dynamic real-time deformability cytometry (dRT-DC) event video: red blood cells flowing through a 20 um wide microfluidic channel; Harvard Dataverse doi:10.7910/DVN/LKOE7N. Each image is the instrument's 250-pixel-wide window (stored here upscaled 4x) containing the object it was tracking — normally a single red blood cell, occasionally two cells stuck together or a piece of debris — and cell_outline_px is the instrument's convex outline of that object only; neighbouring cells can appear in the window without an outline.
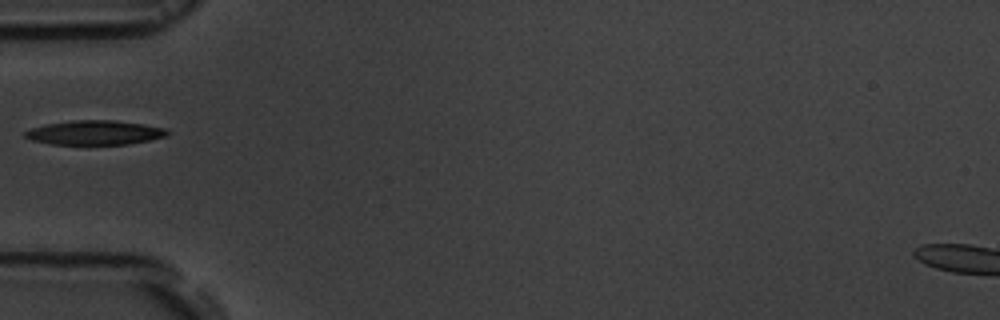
{"species": "common noctule bat (a hibernating species)", "species_latin": "Nyctalus noctula", "temperature_condition": "room temperature", "stored_images_in_passage": 38, "camera_frame_rate_fps": 3000, "um_per_image_px": 0.085, "animal": {"sex": "male", "body_mass_g": 19.5, "forearm_length_mm": 54.6}, "frame": {"image": 1, "passage_image": 1, "time_ms": 0.0, "image_size_px": [1000, 320], "cell_outline_px": [[172, 132], [168, 136], [128, 144], [52, 144], [32, 140], [24, 136], [24, 132], [32, 128], [48, 124], [72, 120], [116, 120], [144, 124], [168, 128]], "centroid_in_image_um": [8.14, 11.26], "position_along_channel_um": 76.9, "area_um2": 20.23}}
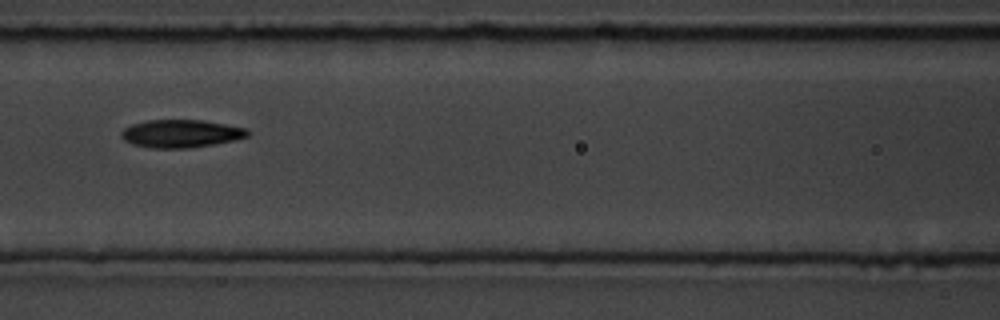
{"frame": {"image": 2, "passage_image": 7, "time_ms": 2.0, "image_size_px": [1000, 320], "cell_outline_px": [[252, 132], [248, 136], [236, 140], [188, 148], [152, 148], [132, 144], [124, 140], [120, 136], [120, 132], [124, 128], [132, 124], [148, 120], [204, 120], [248, 128]], "centroid_in_image_um": [15.41, 11.35], "position_along_channel_um": 151.2, "area_um2": 20.69}}
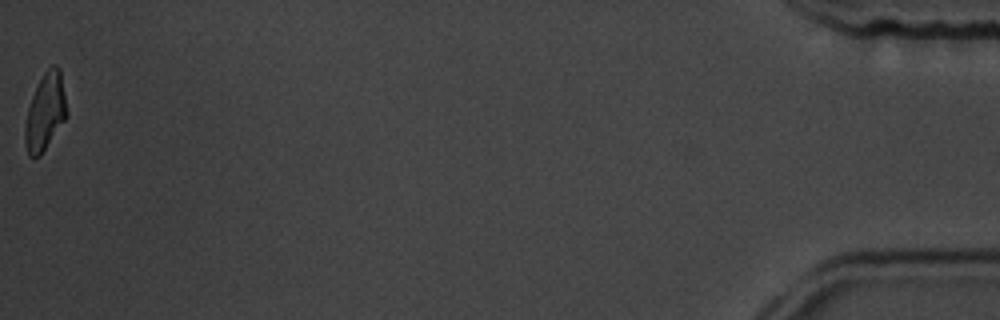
{"frame": {"image": 3, "passage_image": 38, "time_ms": 12.333, "image_size_px": [1000, 320], "cell_outline_px": [[68, 116], [40, 156], [32, 160], [28, 156], [24, 140], [24, 128], [28, 108], [32, 96], [44, 72], [52, 64], [56, 64], [60, 68], [68, 112]], "centroid_in_image_um": [3.85, 9.54], "position_along_channel_um": 431.3, "area_um2": 18.96}}